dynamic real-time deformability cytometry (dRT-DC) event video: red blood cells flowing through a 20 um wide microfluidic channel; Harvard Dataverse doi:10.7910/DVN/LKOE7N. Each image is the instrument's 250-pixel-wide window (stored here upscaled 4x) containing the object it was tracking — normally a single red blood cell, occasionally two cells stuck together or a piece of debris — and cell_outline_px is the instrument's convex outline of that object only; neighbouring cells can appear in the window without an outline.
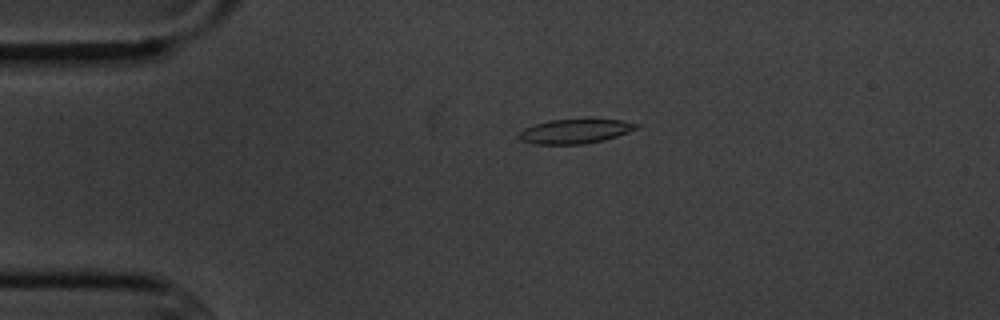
{"species": "common noctule bat (a hibernating species)", "species_latin": "Nyctalus noctula", "temperature_condition": "cold", "stored_images_in_passage": 3, "camera_frame_rate_fps": 3000, "um_per_image_px": 0.085, "animal": {"sex": "male", "body_mass_g": 20.1, "forearm_length_mm": 53.5}, "frame": {"image": 1, "passage_image": 2, "time_ms": 1.0, "image_size_px": [1000, 320], "cell_outline_px": [[640, 128], [604, 140], [584, 144], [536, 144], [520, 140], [516, 136], [524, 128], [548, 120], [588, 116], [620, 120], [640, 124]], "centroid_in_image_um": [48.92, 11.1], "position_along_channel_um": 36.1, "area_um2": 17.57}}
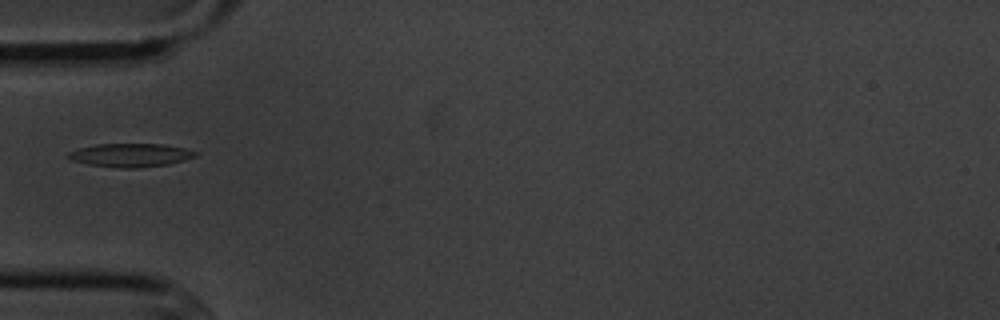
{"frame": {"image": 2, "passage_image": 3, "time_ms": 3.0, "image_size_px": [1000, 320], "cell_outline_px": [[196, 156], [184, 160], [168, 164], [140, 168], [116, 168], [88, 164], [72, 160], [64, 156], [68, 152], [80, 148], [96, 144], [164, 144], [184, 148], [196, 152]], "centroid_in_image_um": [11.06, 13.19], "position_along_channel_um": 73.9, "area_um2": 17.4}}